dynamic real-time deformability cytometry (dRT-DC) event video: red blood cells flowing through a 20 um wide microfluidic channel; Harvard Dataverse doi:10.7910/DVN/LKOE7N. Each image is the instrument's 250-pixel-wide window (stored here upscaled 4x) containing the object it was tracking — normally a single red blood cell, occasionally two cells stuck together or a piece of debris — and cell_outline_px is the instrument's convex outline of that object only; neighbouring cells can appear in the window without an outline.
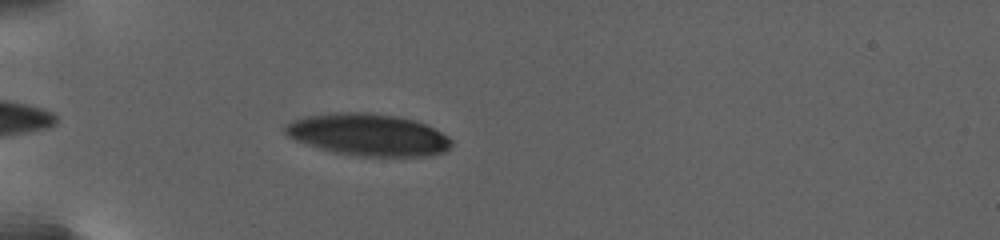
{"species": "human", "species_latin": "Homo sapiens", "temperature_condition": "warm", "stored_images_in_passage": 8, "camera_frame_rate_fps": 3000, "um_per_image_px": 0.085, "donor": {"sex": "female"}, "frame": {"image": 1, "passage_image": 3, "time_ms": 1.333, "image_size_px": [1000, 240], "cell_outline_px": [[452, 144], [444, 152], [428, 156], [356, 156], [332, 152], [296, 140], [288, 136], [284, 132], [284, 124], [292, 120], [308, 116], [336, 112], [368, 112], [396, 116], [416, 120], [448, 136], [452, 140]], "centroid_in_image_um": [31.28, 11.45], "position_along_channel_um": 53.7, "area_um2": 40.69}}
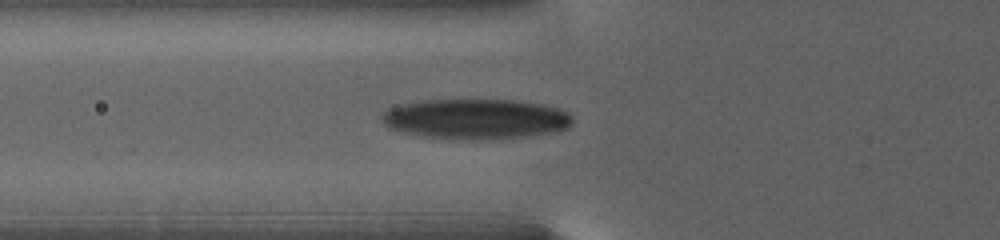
{"frame": {"image": 2, "passage_image": 5, "time_ms": 3.333, "image_size_px": [1000, 240], "cell_outline_px": [[572, 124], [568, 128], [560, 132], [500, 140], [448, 140], [424, 136], [404, 132], [388, 128], [384, 124], [380, 116], [388, 108], [404, 104], [424, 100], [512, 100], [540, 104], [560, 108], [568, 112], [572, 116]], "centroid_in_image_um": [40.49, 10.14], "position_along_channel_um": 85.3, "area_um2": 45.49}}
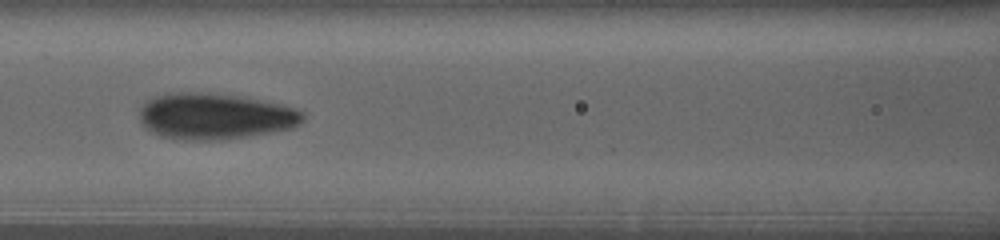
{"frame": {"image": 3, "passage_image": 7, "time_ms": 5.667, "image_size_px": [1000, 240], "cell_outline_px": [[304, 120], [300, 124], [292, 128], [272, 132], [224, 140], [184, 140], [160, 136], [152, 132], [140, 120], [140, 108], [152, 96], [172, 92], [208, 92], [244, 96], [284, 104], [296, 108], [304, 112]], "centroid_in_image_um": [18.32, 9.86], "position_along_channel_um": 148.3, "area_um2": 44.56}}